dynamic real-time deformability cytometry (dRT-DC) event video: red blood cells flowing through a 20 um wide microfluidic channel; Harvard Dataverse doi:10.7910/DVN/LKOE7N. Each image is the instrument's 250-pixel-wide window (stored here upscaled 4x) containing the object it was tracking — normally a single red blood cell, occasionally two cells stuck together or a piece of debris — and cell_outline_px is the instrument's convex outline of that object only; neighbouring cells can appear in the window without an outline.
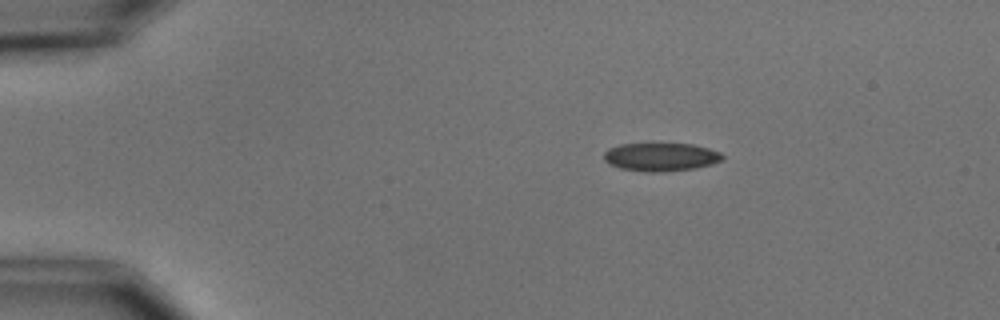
{"species": "common noctule bat (a hibernating species)", "species_latin": "Nyctalus noctula", "temperature_condition": "cold", "stored_images_in_passage": 3, "camera_frame_rate_fps": 3000, "um_per_image_px": 0.085, "animal": {"sex": "male", "body_mass_g": 15.6}, "frame": {"image": 1, "passage_image": 1, "time_ms": 0.0, "image_size_px": [1000, 320], "cell_outline_px": [[724, 160], [712, 164], [696, 168], [664, 172], [644, 172], [620, 168], [608, 164], [604, 160], [604, 152], [608, 148], [620, 144], [652, 140], [692, 144], [708, 148], [720, 152], [724, 156]], "centroid_in_image_um": [56.14, 13.29], "position_along_channel_um": 28.9, "area_um2": 20.75}}